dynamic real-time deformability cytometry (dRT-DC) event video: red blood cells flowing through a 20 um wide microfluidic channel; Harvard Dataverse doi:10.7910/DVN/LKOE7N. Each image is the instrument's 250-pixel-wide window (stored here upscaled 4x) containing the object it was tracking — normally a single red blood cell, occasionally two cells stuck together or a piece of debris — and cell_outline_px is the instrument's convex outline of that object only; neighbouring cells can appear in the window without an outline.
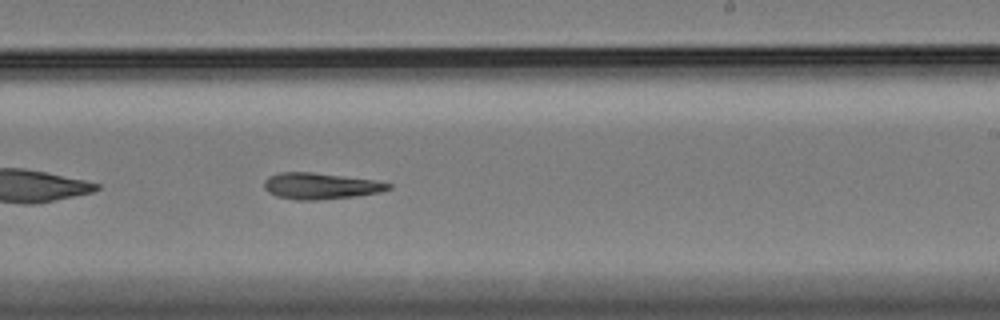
{"species": "Egyptian fruit bat (a non-hibernating species)", "species_latin": "Rousettus aegyptiacus", "temperature_condition": "cold", "stored_images_in_passage": 42, "camera_frame_rate_fps": 3000, "um_per_image_px": 0.085, "animal": {"sex": "female"}, "frame": {"image": 1, "passage_image": 19, "time_ms": 6.0, "image_size_px": [1000, 320], "cell_outline_px": [[392, 188], [380, 192], [356, 196], [316, 200], [296, 200], [276, 196], [268, 192], [264, 188], [264, 180], [268, 176], [280, 172], [312, 172], [376, 180], [392, 184]], "centroid_in_image_um": [27.23, 15.81], "position_along_channel_um": 261.8, "area_um2": 19.13}, "authors_computed_cell_mechanics": {"area_um2": 18.9584, "velocity_mm_per_s": 3.4173, "shape_relaxation_time_tau1_ms": 9.4634, "shape_relaxation_time_tau2_ms": null, "deformation_change_tau1": 0.2321, "deformation_change_tau2": null}}